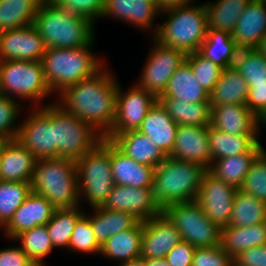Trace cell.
I'll list each match as a JSON object with an SVG mask.
<instances>
[{"instance_id":"1","label":"cell","mask_w":266,"mask_h":266,"mask_svg":"<svg viewBox=\"0 0 266 266\" xmlns=\"http://www.w3.org/2000/svg\"><path fill=\"white\" fill-rule=\"evenodd\" d=\"M104 66L94 76L64 89L56 104L92 126L105 137L115 119L118 80Z\"/></svg>"},{"instance_id":"2","label":"cell","mask_w":266,"mask_h":266,"mask_svg":"<svg viewBox=\"0 0 266 266\" xmlns=\"http://www.w3.org/2000/svg\"><path fill=\"white\" fill-rule=\"evenodd\" d=\"M46 48H77L95 42V24L44 0L33 22Z\"/></svg>"},{"instance_id":"3","label":"cell","mask_w":266,"mask_h":266,"mask_svg":"<svg viewBox=\"0 0 266 266\" xmlns=\"http://www.w3.org/2000/svg\"><path fill=\"white\" fill-rule=\"evenodd\" d=\"M205 171L199 164L167 157L154 170L152 201L161 211L173 203L195 201Z\"/></svg>"},{"instance_id":"4","label":"cell","mask_w":266,"mask_h":266,"mask_svg":"<svg viewBox=\"0 0 266 266\" xmlns=\"http://www.w3.org/2000/svg\"><path fill=\"white\" fill-rule=\"evenodd\" d=\"M165 22L158 25L153 38L164 46L186 54L199 51L206 38L208 15L204 3L187 4L161 10Z\"/></svg>"},{"instance_id":"5","label":"cell","mask_w":266,"mask_h":266,"mask_svg":"<svg viewBox=\"0 0 266 266\" xmlns=\"http://www.w3.org/2000/svg\"><path fill=\"white\" fill-rule=\"evenodd\" d=\"M93 44L77 48L46 49L41 62L52 94H59L81 80L94 76L105 66L103 60L91 51Z\"/></svg>"},{"instance_id":"6","label":"cell","mask_w":266,"mask_h":266,"mask_svg":"<svg viewBox=\"0 0 266 266\" xmlns=\"http://www.w3.org/2000/svg\"><path fill=\"white\" fill-rule=\"evenodd\" d=\"M29 183L31 192L43 195L56 209L81 206L74 160L37 159Z\"/></svg>"},{"instance_id":"7","label":"cell","mask_w":266,"mask_h":266,"mask_svg":"<svg viewBox=\"0 0 266 266\" xmlns=\"http://www.w3.org/2000/svg\"><path fill=\"white\" fill-rule=\"evenodd\" d=\"M80 204L102 206L115 186L111 173V140H103L76 161Z\"/></svg>"},{"instance_id":"8","label":"cell","mask_w":266,"mask_h":266,"mask_svg":"<svg viewBox=\"0 0 266 266\" xmlns=\"http://www.w3.org/2000/svg\"><path fill=\"white\" fill-rule=\"evenodd\" d=\"M0 94L11 99H19V102L22 99L33 101L35 105L32 106L35 107L44 106L40 104L41 101L43 98L49 97L52 91L44 77L42 62L2 61Z\"/></svg>"},{"instance_id":"9","label":"cell","mask_w":266,"mask_h":266,"mask_svg":"<svg viewBox=\"0 0 266 266\" xmlns=\"http://www.w3.org/2000/svg\"><path fill=\"white\" fill-rule=\"evenodd\" d=\"M52 127L57 157L77 161L94 149L103 136L77 116L52 102Z\"/></svg>"},{"instance_id":"10","label":"cell","mask_w":266,"mask_h":266,"mask_svg":"<svg viewBox=\"0 0 266 266\" xmlns=\"http://www.w3.org/2000/svg\"><path fill=\"white\" fill-rule=\"evenodd\" d=\"M162 213L178 229L181 239L193 247L220 245L221 228L206 217L196 200L173 203Z\"/></svg>"},{"instance_id":"11","label":"cell","mask_w":266,"mask_h":266,"mask_svg":"<svg viewBox=\"0 0 266 266\" xmlns=\"http://www.w3.org/2000/svg\"><path fill=\"white\" fill-rule=\"evenodd\" d=\"M152 40L153 47L136 84L159 98L166 89L170 77L186 60L187 54L164 46L153 37Z\"/></svg>"},{"instance_id":"12","label":"cell","mask_w":266,"mask_h":266,"mask_svg":"<svg viewBox=\"0 0 266 266\" xmlns=\"http://www.w3.org/2000/svg\"><path fill=\"white\" fill-rule=\"evenodd\" d=\"M16 140L34 154L37 159L57 158L52 127V103L34 107L22 123H19Z\"/></svg>"},{"instance_id":"13","label":"cell","mask_w":266,"mask_h":266,"mask_svg":"<svg viewBox=\"0 0 266 266\" xmlns=\"http://www.w3.org/2000/svg\"><path fill=\"white\" fill-rule=\"evenodd\" d=\"M157 101L154 94L140 88L136 83L126 92L118 83L115 119L108 134L138 130L147 112Z\"/></svg>"},{"instance_id":"14","label":"cell","mask_w":266,"mask_h":266,"mask_svg":"<svg viewBox=\"0 0 266 266\" xmlns=\"http://www.w3.org/2000/svg\"><path fill=\"white\" fill-rule=\"evenodd\" d=\"M236 191V187L206 170L202 176L196 201L209 220L220 228H224L229 226Z\"/></svg>"},{"instance_id":"15","label":"cell","mask_w":266,"mask_h":266,"mask_svg":"<svg viewBox=\"0 0 266 266\" xmlns=\"http://www.w3.org/2000/svg\"><path fill=\"white\" fill-rule=\"evenodd\" d=\"M46 49L43 38L33 24L0 32L1 61H41Z\"/></svg>"},{"instance_id":"16","label":"cell","mask_w":266,"mask_h":266,"mask_svg":"<svg viewBox=\"0 0 266 266\" xmlns=\"http://www.w3.org/2000/svg\"><path fill=\"white\" fill-rule=\"evenodd\" d=\"M168 157L193 162L208 170L211 166L208 126L178 125L174 147Z\"/></svg>"},{"instance_id":"17","label":"cell","mask_w":266,"mask_h":266,"mask_svg":"<svg viewBox=\"0 0 266 266\" xmlns=\"http://www.w3.org/2000/svg\"><path fill=\"white\" fill-rule=\"evenodd\" d=\"M160 13L161 8L154 0H105L102 18L109 16L125 21L142 31L151 32L150 35L153 33V37L158 29L154 22Z\"/></svg>"},{"instance_id":"18","label":"cell","mask_w":266,"mask_h":266,"mask_svg":"<svg viewBox=\"0 0 266 266\" xmlns=\"http://www.w3.org/2000/svg\"><path fill=\"white\" fill-rule=\"evenodd\" d=\"M178 229L161 213L143 221L141 254L143 259L165 258L167 253L181 241Z\"/></svg>"},{"instance_id":"19","label":"cell","mask_w":266,"mask_h":266,"mask_svg":"<svg viewBox=\"0 0 266 266\" xmlns=\"http://www.w3.org/2000/svg\"><path fill=\"white\" fill-rule=\"evenodd\" d=\"M102 207L129 212L140 221L149 220L162 213L152 201L150 189L145 187L115 185Z\"/></svg>"},{"instance_id":"20","label":"cell","mask_w":266,"mask_h":266,"mask_svg":"<svg viewBox=\"0 0 266 266\" xmlns=\"http://www.w3.org/2000/svg\"><path fill=\"white\" fill-rule=\"evenodd\" d=\"M56 208L43 196L31 192L21 206L15 211L12 219L3 228L4 236L13 240L18 234L46 225Z\"/></svg>"},{"instance_id":"21","label":"cell","mask_w":266,"mask_h":266,"mask_svg":"<svg viewBox=\"0 0 266 266\" xmlns=\"http://www.w3.org/2000/svg\"><path fill=\"white\" fill-rule=\"evenodd\" d=\"M37 158L16 139L0 150V180L29 183Z\"/></svg>"},{"instance_id":"22","label":"cell","mask_w":266,"mask_h":266,"mask_svg":"<svg viewBox=\"0 0 266 266\" xmlns=\"http://www.w3.org/2000/svg\"><path fill=\"white\" fill-rule=\"evenodd\" d=\"M211 125L232 135H259L258 118L243 104H221L211 107Z\"/></svg>"},{"instance_id":"23","label":"cell","mask_w":266,"mask_h":266,"mask_svg":"<svg viewBox=\"0 0 266 266\" xmlns=\"http://www.w3.org/2000/svg\"><path fill=\"white\" fill-rule=\"evenodd\" d=\"M104 138L111 140L133 160L153 168L168 157L147 135L138 130L107 134Z\"/></svg>"},{"instance_id":"24","label":"cell","mask_w":266,"mask_h":266,"mask_svg":"<svg viewBox=\"0 0 266 266\" xmlns=\"http://www.w3.org/2000/svg\"><path fill=\"white\" fill-rule=\"evenodd\" d=\"M154 170L127 156L111 141V173L115 185L149 188Z\"/></svg>"},{"instance_id":"25","label":"cell","mask_w":266,"mask_h":266,"mask_svg":"<svg viewBox=\"0 0 266 266\" xmlns=\"http://www.w3.org/2000/svg\"><path fill=\"white\" fill-rule=\"evenodd\" d=\"M266 34V0H251L231 33L235 43L257 48Z\"/></svg>"},{"instance_id":"26","label":"cell","mask_w":266,"mask_h":266,"mask_svg":"<svg viewBox=\"0 0 266 266\" xmlns=\"http://www.w3.org/2000/svg\"><path fill=\"white\" fill-rule=\"evenodd\" d=\"M178 125L157 101L147 112L138 131L147 135L167 156L172 152Z\"/></svg>"},{"instance_id":"27","label":"cell","mask_w":266,"mask_h":266,"mask_svg":"<svg viewBox=\"0 0 266 266\" xmlns=\"http://www.w3.org/2000/svg\"><path fill=\"white\" fill-rule=\"evenodd\" d=\"M261 143H256L247 153L214 160L208 171L222 181L240 189L255 158L262 152Z\"/></svg>"},{"instance_id":"28","label":"cell","mask_w":266,"mask_h":266,"mask_svg":"<svg viewBox=\"0 0 266 266\" xmlns=\"http://www.w3.org/2000/svg\"><path fill=\"white\" fill-rule=\"evenodd\" d=\"M159 98H174L184 102H209V93L197 81L190 63L185 60L170 77Z\"/></svg>"},{"instance_id":"29","label":"cell","mask_w":266,"mask_h":266,"mask_svg":"<svg viewBox=\"0 0 266 266\" xmlns=\"http://www.w3.org/2000/svg\"><path fill=\"white\" fill-rule=\"evenodd\" d=\"M220 245L233 258L249 248L266 245V222L221 228Z\"/></svg>"},{"instance_id":"30","label":"cell","mask_w":266,"mask_h":266,"mask_svg":"<svg viewBox=\"0 0 266 266\" xmlns=\"http://www.w3.org/2000/svg\"><path fill=\"white\" fill-rule=\"evenodd\" d=\"M94 214L90 218L96 241L102 246L111 236L134 227L140 220L126 211L105 209L102 206L92 207Z\"/></svg>"},{"instance_id":"31","label":"cell","mask_w":266,"mask_h":266,"mask_svg":"<svg viewBox=\"0 0 266 266\" xmlns=\"http://www.w3.org/2000/svg\"><path fill=\"white\" fill-rule=\"evenodd\" d=\"M143 221L134 227L111 236L102 246L100 254L119 263L140 257Z\"/></svg>"},{"instance_id":"32","label":"cell","mask_w":266,"mask_h":266,"mask_svg":"<svg viewBox=\"0 0 266 266\" xmlns=\"http://www.w3.org/2000/svg\"><path fill=\"white\" fill-rule=\"evenodd\" d=\"M208 136L211 163L220 158L247 153L256 143H261L259 135H232L219 131L212 125L208 126Z\"/></svg>"},{"instance_id":"33","label":"cell","mask_w":266,"mask_h":266,"mask_svg":"<svg viewBox=\"0 0 266 266\" xmlns=\"http://www.w3.org/2000/svg\"><path fill=\"white\" fill-rule=\"evenodd\" d=\"M248 84L238 71L223 69L217 84L209 93L210 106L221 104L246 105Z\"/></svg>"},{"instance_id":"34","label":"cell","mask_w":266,"mask_h":266,"mask_svg":"<svg viewBox=\"0 0 266 266\" xmlns=\"http://www.w3.org/2000/svg\"><path fill=\"white\" fill-rule=\"evenodd\" d=\"M158 101L177 125H211V106L209 102L189 103L174 98H158Z\"/></svg>"},{"instance_id":"35","label":"cell","mask_w":266,"mask_h":266,"mask_svg":"<svg viewBox=\"0 0 266 266\" xmlns=\"http://www.w3.org/2000/svg\"><path fill=\"white\" fill-rule=\"evenodd\" d=\"M44 0H0V32L33 24Z\"/></svg>"},{"instance_id":"36","label":"cell","mask_w":266,"mask_h":266,"mask_svg":"<svg viewBox=\"0 0 266 266\" xmlns=\"http://www.w3.org/2000/svg\"><path fill=\"white\" fill-rule=\"evenodd\" d=\"M251 0H215L204 3L208 15V28L232 33L238 18Z\"/></svg>"},{"instance_id":"37","label":"cell","mask_w":266,"mask_h":266,"mask_svg":"<svg viewBox=\"0 0 266 266\" xmlns=\"http://www.w3.org/2000/svg\"><path fill=\"white\" fill-rule=\"evenodd\" d=\"M261 222H266V203L250 193L237 189L229 225L245 227Z\"/></svg>"},{"instance_id":"38","label":"cell","mask_w":266,"mask_h":266,"mask_svg":"<svg viewBox=\"0 0 266 266\" xmlns=\"http://www.w3.org/2000/svg\"><path fill=\"white\" fill-rule=\"evenodd\" d=\"M84 213L81 206L55 210L46 224L54 249L61 247L68 250L75 224Z\"/></svg>"},{"instance_id":"39","label":"cell","mask_w":266,"mask_h":266,"mask_svg":"<svg viewBox=\"0 0 266 266\" xmlns=\"http://www.w3.org/2000/svg\"><path fill=\"white\" fill-rule=\"evenodd\" d=\"M13 241H19L20 248L37 266H45L43 259L52 250L54 251L46 225H38L35 228L24 231L18 234Z\"/></svg>"},{"instance_id":"40","label":"cell","mask_w":266,"mask_h":266,"mask_svg":"<svg viewBox=\"0 0 266 266\" xmlns=\"http://www.w3.org/2000/svg\"><path fill=\"white\" fill-rule=\"evenodd\" d=\"M31 193L30 183L0 180V228L12 219L15 211Z\"/></svg>"},{"instance_id":"41","label":"cell","mask_w":266,"mask_h":266,"mask_svg":"<svg viewBox=\"0 0 266 266\" xmlns=\"http://www.w3.org/2000/svg\"><path fill=\"white\" fill-rule=\"evenodd\" d=\"M235 44L231 33L207 29L206 38L202 42L199 53L213 63L226 68L232 49Z\"/></svg>"},{"instance_id":"42","label":"cell","mask_w":266,"mask_h":266,"mask_svg":"<svg viewBox=\"0 0 266 266\" xmlns=\"http://www.w3.org/2000/svg\"><path fill=\"white\" fill-rule=\"evenodd\" d=\"M77 220L72 232L68 251L80 252L81 254H100L101 246L95 239L90 218L87 211Z\"/></svg>"},{"instance_id":"43","label":"cell","mask_w":266,"mask_h":266,"mask_svg":"<svg viewBox=\"0 0 266 266\" xmlns=\"http://www.w3.org/2000/svg\"><path fill=\"white\" fill-rule=\"evenodd\" d=\"M186 60L190 63L192 71L201 87L210 93L217 84L223 68L206 59L198 51L187 54Z\"/></svg>"},{"instance_id":"44","label":"cell","mask_w":266,"mask_h":266,"mask_svg":"<svg viewBox=\"0 0 266 266\" xmlns=\"http://www.w3.org/2000/svg\"><path fill=\"white\" fill-rule=\"evenodd\" d=\"M240 189L266 203V155L263 152L253 161Z\"/></svg>"},{"instance_id":"45","label":"cell","mask_w":266,"mask_h":266,"mask_svg":"<svg viewBox=\"0 0 266 266\" xmlns=\"http://www.w3.org/2000/svg\"><path fill=\"white\" fill-rule=\"evenodd\" d=\"M21 108L19 100L0 94V136L6 140H13L18 136L20 125H16V120Z\"/></svg>"},{"instance_id":"46","label":"cell","mask_w":266,"mask_h":266,"mask_svg":"<svg viewBox=\"0 0 266 266\" xmlns=\"http://www.w3.org/2000/svg\"><path fill=\"white\" fill-rule=\"evenodd\" d=\"M56 6L95 22L102 19L105 0H51Z\"/></svg>"},{"instance_id":"47","label":"cell","mask_w":266,"mask_h":266,"mask_svg":"<svg viewBox=\"0 0 266 266\" xmlns=\"http://www.w3.org/2000/svg\"><path fill=\"white\" fill-rule=\"evenodd\" d=\"M192 266H234V258L227 254L221 245L196 248Z\"/></svg>"},{"instance_id":"48","label":"cell","mask_w":266,"mask_h":266,"mask_svg":"<svg viewBox=\"0 0 266 266\" xmlns=\"http://www.w3.org/2000/svg\"><path fill=\"white\" fill-rule=\"evenodd\" d=\"M238 72L248 85L266 84V57L255 49Z\"/></svg>"},{"instance_id":"49","label":"cell","mask_w":266,"mask_h":266,"mask_svg":"<svg viewBox=\"0 0 266 266\" xmlns=\"http://www.w3.org/2000/svg\"><path fill=\"white\" fill-rule=\"evenodd\" d=\"M195 247L190 243L181 240L165 256L170 266H192Z\"/></svg>"},{"instance_id":"50","label":"cell","mask_w":266,"mask_h":266,"mask_svg":"<svg viewBox=\"0 0 266 266\" xmlns=\"http://www.w3.org/2000/svg\"><path fill=\"white\" fill-rule=\"evenodd\" d=\"M246 105L259 119L266 112V84L248 85Z\"/></svg>"},{"instance_id":"51","label":"cell","mask_w":266,"mask_h":266,"mask_svg":"<svg viewBox=\"0 0 266 266\" xmlns=\"http://www.w3.org/2000/svg\"><path fill=\"white\" fill-rule=\"evenodd\" d=\"M0 266H37L20 246L0 249Z\"/></svg>"},{"instance_id":"52","label":"cell","mask_w":266,"mask_h":266,"mask_svg":"<svg viewBox=\"0 0 266 266\" xmlns=\"http://www.w3.org/2000/svg\"><path fill=\"white\" fill-rule=\"evenodd\" d=\"M234 266H266V245L252 247L234 258Z\"/></svg>"},{"instance_id":"53","label":"cell","mask_w":266,"mask_h":266,"mask_svg":"<svg viewBox=\"0 0 266 266\" xmlns=\"http://www.w3.org/2000/svg\"><path fill=\"white\" fill-rule=\"evenodd\" d=\"M255 48L235 43L232 49V54L226 65V69L239 71L246 63Z\"/></svg>"},{"instance_id":"54","label":"cell","mask_w":266,"mask_h":266,"mask_svg":"<svg viewBox=\"0 0 266 266\" xmlns=\"http://www.w3.org/2000/svg\"><path fill=\"white\" fill-rule=\"evenodd\" d=\"M161 10L194 3V0H154Z\"/></svg>"},{"instance_id":"55","label":"cell","mask_w":266,"mask_h":266,"mask_svg":"<svg viewBox=\"0 0 266 266\" xmlns=\"http://www.w3.org/2000/svg\"><path fill=\"white\" fill-rule=\"evenodd\" d=\"M145 266H170L164 258L144 259Z\"/></svg>"},{"instance_id":"56","label":"cell","mask_w":266,"mask_h":266,"mask_svg":"<svg viewBox=\"0 0 266 266\" xmlns=\"http://www.w3.org/2000/svg\"><path fill=\"white\" fill-rule=\"evenodd\" d=\"M118 266H145V261L142 257H139L133 260L122 262Z\"/></svg>"},{"instance_id":"57","label":"cell","mask_w":266,"mask_h":266,"mask_svg":"<svg viewBox=\"0 0 266 266\" xmlns=\"http://www.w3.org/2000/svg\"><path fill=\"white\" fill-rule=\"evenodd\" d=\"M256 50L260 52L264 57H266V34L260 40V43L257 46Z\"/></svg>"},{"instance_id":"58","label":"cell","mask_w":266,"mask_h":266,"mask_svg":"<svg viewBox=\"0 0 266 266\" xmlns=\"http://www.w3.org/2000/svg\"><path fill=\"white\" fill-rule=\"evenodd\" d=\"M263 126H266V112L258 119V132L261 133Z\"/></svg>"},{"instance_id":"59","label":"cell","mask_w":266,"mask_h":266,"mask_svg":"<svg viewBox=\"0 0 266 266\" xmlns=\"http://www.w3.org/2000/svg\"><path fill=\"white\" fill-rule=\"evenodd\" d=\"M7 140L5 138H3L2 136H0V150L3 146V144L6 142Z\"/></svg>"},{"instance_id":"60","label":"cell","mask_w":266,"mask_h":266,"mask_svg":"<svg viewBox=\"0 0 266 266\" xmlns=\"http://www.w3.org/2000/svg\"><path fill=\"white\" fill-rule=\"evenodd\" d=\"M1 60H0V93H1Z\"/></svg>"},{"instance_id":"61","label":"cell","mask_w":266,"mask_h":266,"mask_svg":"<svg viewBox=\"0 0 266 266\" xmlns=\"http://www.w3.org/2000/svg\"><path fill=\"white\" fill-rule=\"evenodd\" d=\"M262 152L266 155V150L264 147H262Z\"/></svg>"}]
</instances>
